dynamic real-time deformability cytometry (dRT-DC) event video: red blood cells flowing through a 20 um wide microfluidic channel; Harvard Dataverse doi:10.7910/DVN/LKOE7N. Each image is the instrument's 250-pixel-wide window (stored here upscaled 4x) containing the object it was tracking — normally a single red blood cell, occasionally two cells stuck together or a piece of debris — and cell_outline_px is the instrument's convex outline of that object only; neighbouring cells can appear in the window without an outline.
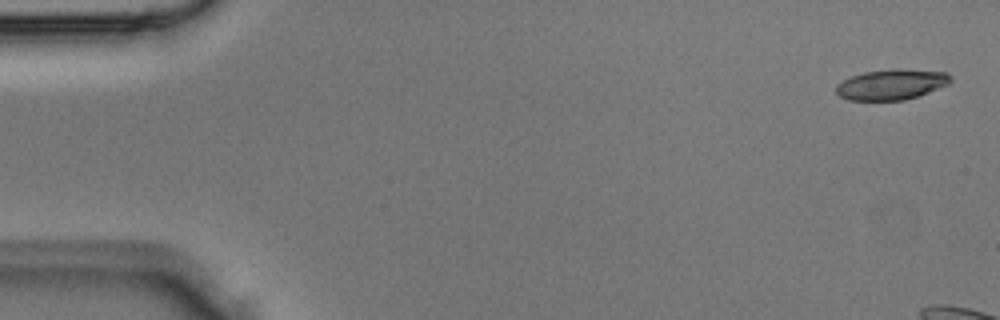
{"species": "Egyptian fruit bat (a non-hibernating species)", "species_latin": "Rousettus aegyptiacus", "temperature_condition": "room temperature", "stored_images_in_passage": 3, "camera_frame_rate_fps": 3000, "um_per_image_px": 0.085, "animal": {"sex": "male"}, "frame": {"image": 1, "passage_image": 1, "time_ms": 0.0, "image_size_px": [1000, 320], "cell_outline_px": [[952, 80], [948, 84], [928, 92], [904, 100], [848, 100], [840, 96], [836, 92], [836, 84], [852, 76], [864, 72], [892, 68], [900, 68], [948, 72], [952, 76]], "centroid_in_image_um": [75.79, 7.16], "position_along_channel_um": 9.2, "area_um2": 20.4}}